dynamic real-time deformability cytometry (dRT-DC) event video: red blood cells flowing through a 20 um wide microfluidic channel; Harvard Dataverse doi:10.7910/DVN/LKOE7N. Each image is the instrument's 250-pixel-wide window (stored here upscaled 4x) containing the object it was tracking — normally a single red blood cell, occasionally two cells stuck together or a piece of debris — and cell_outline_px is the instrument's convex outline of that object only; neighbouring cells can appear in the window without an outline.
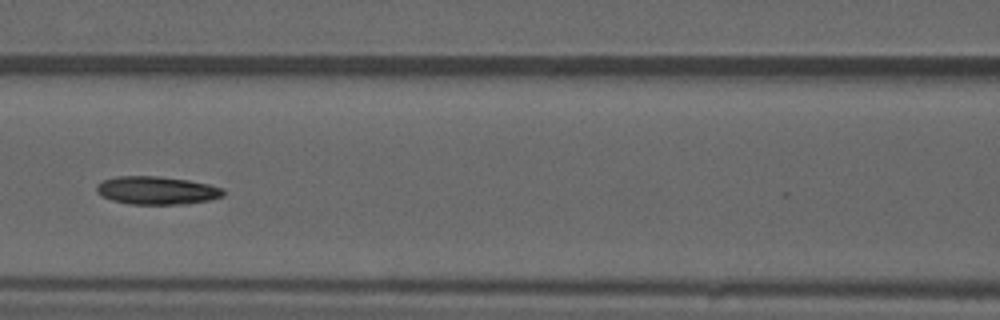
{"species": "common noctule bat (a hibernating species)", "species_latin": "Nyctalus noctula", "temperature_condition": "warm", "stored_images_in_passage": 39, "camera_frame_rate_fps": 3000, "um_per_image_px": 0.085, "animal": {"sex": "male", "forearm_length_mm": 52.5}, "frame": {"image": 1, "passage_image": 12, "time_ms": 3.667, "image_size_px": [1000, 320], "cell_outline_px": [[224, 196], [208, 200], [188, 204], [128, 204], [112, 200], [96, 192], [96, 184], [104, 180], [116, 176], [156, 176], [188, 180], [208, 184], [224, 188]], "centroid_in_image_um": [13.33, 16.18], "position_along_channel_um": 153.3, "area_um2": 20.75}, "authors_computed_cell_mechanics": {"area_um2": 20.9814, "velocity_mm_per_s": 3.714, "shape_relaxation_time_tau1_ms": null, "shape_relaxation_time_tau2_ms": 5.6177, "deformation_change_tau1": null, "deformation_change_tau2": 0.1108}}